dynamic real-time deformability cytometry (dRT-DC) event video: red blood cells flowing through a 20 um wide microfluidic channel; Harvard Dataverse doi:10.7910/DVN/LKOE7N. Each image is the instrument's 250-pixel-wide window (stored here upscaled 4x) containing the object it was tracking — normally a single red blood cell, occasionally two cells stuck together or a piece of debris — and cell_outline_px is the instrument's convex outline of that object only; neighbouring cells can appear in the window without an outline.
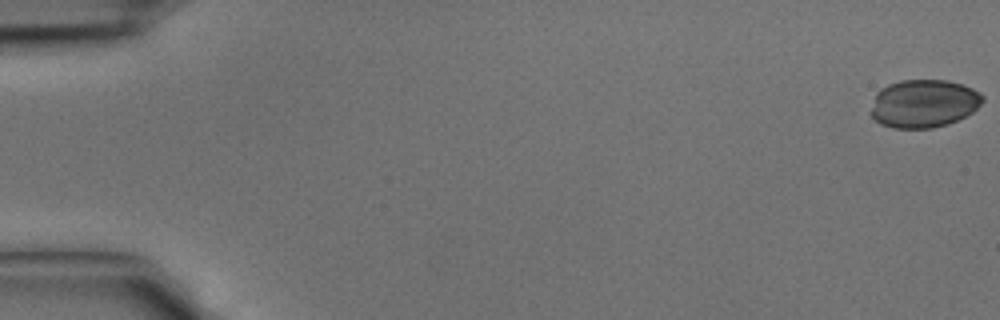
{"species": "common noctule bat (a hibernating species)", "species_latin": "Nyctalus noctula", "temperature_condition": "cold", "stored_images_in_passage": 5, "camera_frame_rate_fps": 3000, "um_per_image_px": 0.085, "animal": {"sex": "male", "body_mass_g": 15.6}, "frame": {"image": 1, "passage_image": 1, "time_ms": 0.0, "image_size_px": [1000, 320], "cell_outline_px": [[984, 100], [972, 112], [948, 124], [932, 128], [892, 128], [880, 124], [872, 116], [872, 108], [876, 92], [880, 88], [888, 84], [900, 80], [948, 80], [964, 84], [980, 92], [984, 96]], "centroid_in_image_um": [78.53, 8.79], "position_along_channel_um": 6.5, "area_um2": 31.39}}